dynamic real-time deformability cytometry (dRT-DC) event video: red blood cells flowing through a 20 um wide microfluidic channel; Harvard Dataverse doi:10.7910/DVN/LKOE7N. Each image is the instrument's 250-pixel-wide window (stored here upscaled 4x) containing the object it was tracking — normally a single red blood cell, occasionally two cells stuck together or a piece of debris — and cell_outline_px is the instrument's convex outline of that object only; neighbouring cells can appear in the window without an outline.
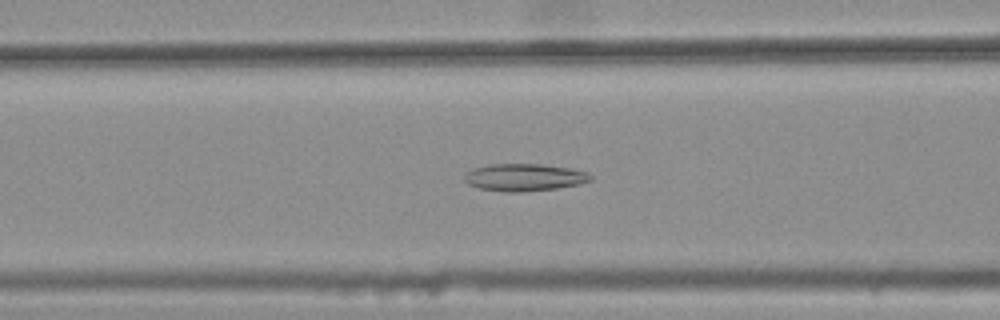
{"species": "common noctule bat (a hibernating species)", "species_latin": "Nyctalus noctula", "temperature_condition": "warm", "stored_images_in_passage": 41, "camera_frame_rate_fps": 3000, "um_per_image_px": 0.085, "animal": {"sex": "female", "body_mass_g": 25.1}, "frame": {"image": 1, "passage_image": 17, "time_ms": 5.333, "image_size_px": [1000, 320], "cell_outline_px": [[592, 180], [580, 184], [556, 188], [524, 192], [504, 192], [480, 188], [468, 184], [464, 180], [464, 176], [472, 168], [488, 164], [544, 164], [568, 168], [588, 172], [592, 176]], "centroid_in_image_um": [44.56, 15.07], "position_along_channel_um": 122.0, "area_um2": 20.17}}
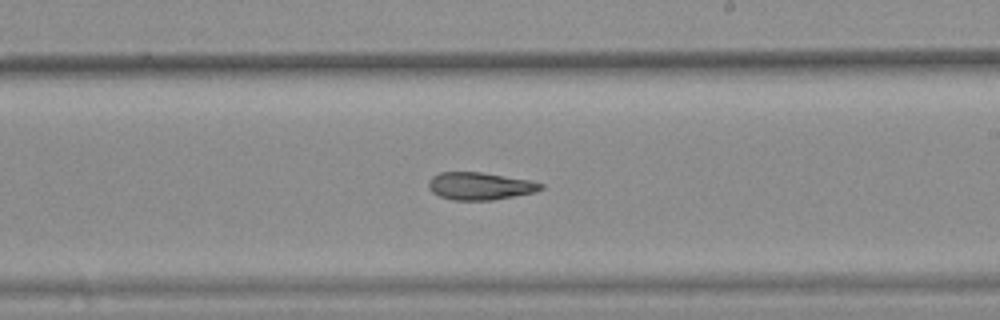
{"frame": {"image": 2, "passage_image": 27, "time_ms": 8.667, "image_size_px": [1000, 320], "cell_outline_px": [[544, 188], [536, 192], [492, 200], [452, 200], [440, 196], [432, 192], [428, 188], [428, 180], [432, 176], [440, 172], [480, 172], [532, 180], [544, 184]], "centroid_in_image_um": [40.8, 15.81], "position_along_channel_um": 248.2, "area_um2": 18.15}}
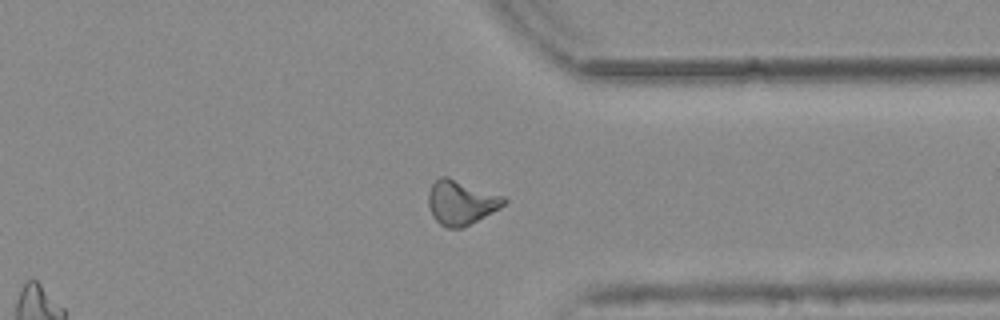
{"frame": {"image": 3, "passage_image": 37, "time_ms": 12.0, "image_size_px": [1000, 320], "cell_outline_px": [[508, 200], [500, 208], [464, 228], [448, 228], [440, 224], [432, 216], [428, 204], [428, 192], [432, 184], [440, 176], [448, 176], [504, 196]], "centroid_in_image_um": [39.19, 17.21], "position_along_channel_um": 372.2, "area_um2": 19.71}, "authors_computed_cell_mechanics": {"area_um2": 19.1896, "velocity_mm_per_s": 3.7942, "shape_relaxation_time_tau1_ms": null, "shape_relaxation_time_tau2_ms": 6.4647, "deformation_change_tau1": null, "deformation_change_tau2": 0.1615}}